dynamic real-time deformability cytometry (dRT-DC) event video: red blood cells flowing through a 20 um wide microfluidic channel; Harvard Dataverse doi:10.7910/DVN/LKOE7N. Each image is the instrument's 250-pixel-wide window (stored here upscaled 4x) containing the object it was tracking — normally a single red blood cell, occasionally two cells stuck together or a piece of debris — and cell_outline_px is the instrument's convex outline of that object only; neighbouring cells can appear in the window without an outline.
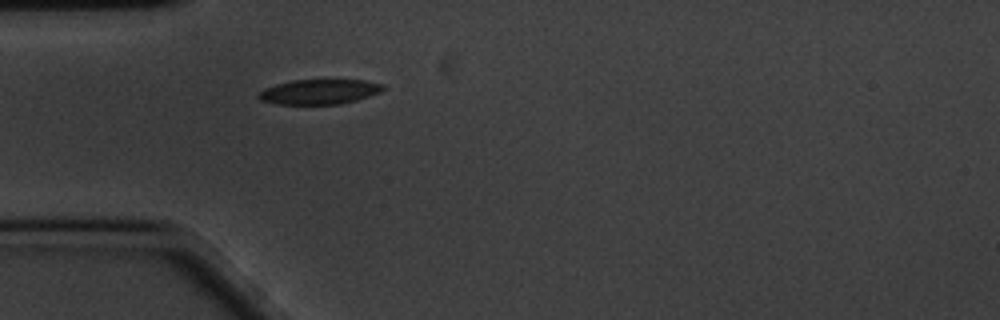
{"species": "common noctule bat (a hibernating species)", "species_latin": "Nyctalus noctula", "temperature_condition": "cold", "stored_images_in_passage": 43, "camera_frame_rate_fps": 3000, "um_per_image_px": 0.085, "animal": {"sex": "male", "body_mass_g": 20.1, "forearm_length_mm": 53.5}, "frame": {"image": 1, "passage_image": 1, "time_ms": 0.0, "image_size_px": [1000, 320], "cell_outline_px": [[384, 88], [380, 92], [356, 100], [340, 104], [276, 104], [260, 100], [256, 96], [264, 88], [276, 84], [292, 80], [336, 76], [364, 80], [384, 84]], "centroid_in_image_um": [27.17, 7.74], "position_along_channel_um": 57.8, "area_um2": 19.07}}
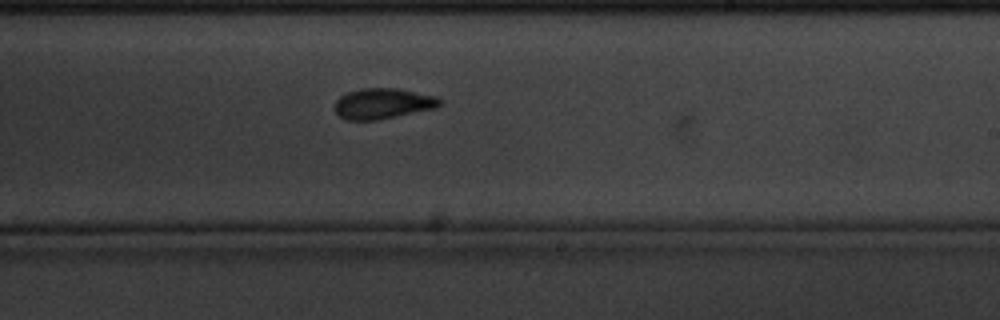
{"frame": {"image": 2, "passage_image": 19, "time_ms": 6.0, "image_size_px": [1000, 320], "cell_outline_px": [[440, 104], [436, 108], [376, 120], [348, 120], [340, 116], [336, 112], [336, 100], [340, 96], [348, 92], [360, 88], [396, 88], [436, 96], [440, 100]], "centroid_in_image_um": [32.53, 8.79], "position_along_channel_um": 256.5, "area_um2": 18.5}}
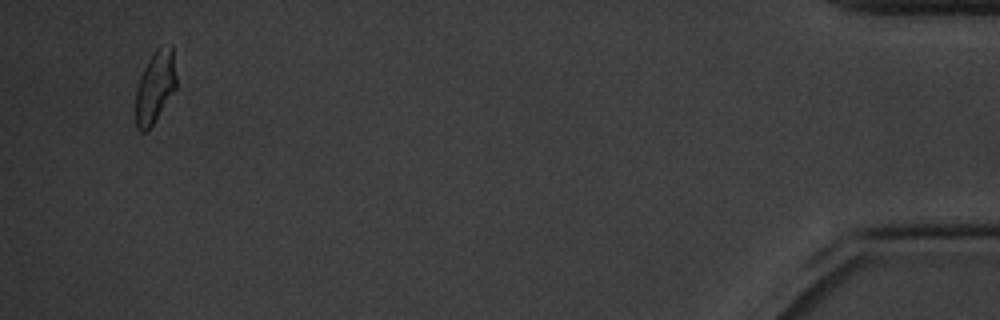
{"frame": {"image": 3, "passage_image": 41, "time_ms": 13.333, "image_size_px": [1000, 320], "cell_outline_px": [[176, 88], [152, 124], [144, 132], [140, 132], [136, 128], [136, 88], [140, 76], [152, 52], [156, 48], [172, 44], [176, 76]], "centroid_in_image_um": [13.18, 7.35], "position_along_channel_um": 422.0, "area_um2": 16.94}, "authors_computed_cell_mechanics": {"area_um2": 18.207, "velocity_mm_per_s": 3.3572, "shape_relaxation_time_tau1_ms": 3.3031, "shape_relaxation_time_tau2_ms": 1.9488, "deformation_change_tau1": 0.1157, "deformation_change_tau2": 0.0688}}